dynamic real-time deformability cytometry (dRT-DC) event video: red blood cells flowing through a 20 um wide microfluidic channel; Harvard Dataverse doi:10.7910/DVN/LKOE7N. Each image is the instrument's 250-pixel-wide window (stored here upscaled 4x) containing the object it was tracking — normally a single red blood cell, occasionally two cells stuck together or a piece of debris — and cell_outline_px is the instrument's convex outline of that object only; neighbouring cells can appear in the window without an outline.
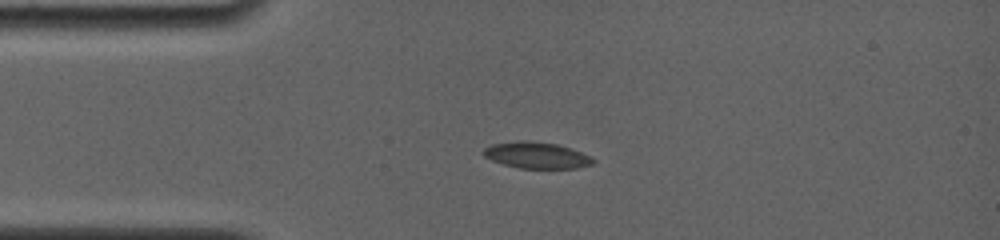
{"species": "common noctule bat (a hibernating species)", "species_latin": "Nyctalus noctula", "temperature_condition": "room temperature", "stored_images_in_passage": 10, "camera_frame_rate_fps": 4000, "um_per_image_px": 0.085, "animal": {"sex": "female", "body_mass_g": 19.0, "forearm_length_mm": 56.7}, "frame": {"image": 1, "passage_image": 1, "time_ms": 0.0, "image_size_px": [1000, 240], "cell_outline_px": [[596, 160], [592, 164], [576, 168], [520, 168], [504, 164], [492, 160], [484, 156], [480, 152], [484, 148], [492, 144], [524, 140], [556, 144], [580, 152]], "centroid_in_image_um": [45.56, 13.2], "position_along_channel_um": 39.4, "area_um2": 16.53}}
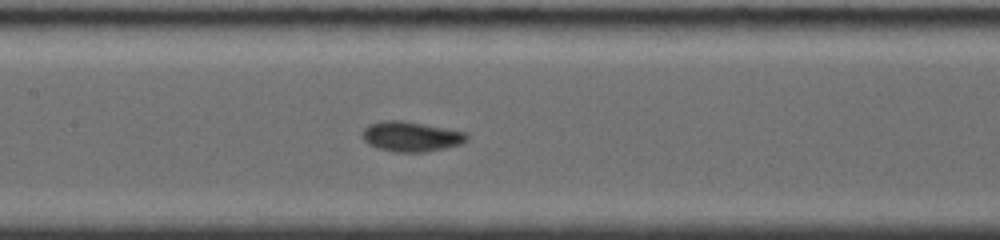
{"frame": {"image": 2, "passage_image": 6, "time_ms": 4.0, "image_size_px": [1000, 240], "cell_outline_px": [[468, 140], [460, 144], [444, 148], [424, 152], [396, 152], [380, 148], [368, 144], [364, 140], [364, 128], [368, 124], [384, 120], [404, 120], [464, 132], [468, 136]], "centroid_in_image_um": [34.93, 11.6], "position_along_channel_um": 172.5, "area_um2": 18.03}}
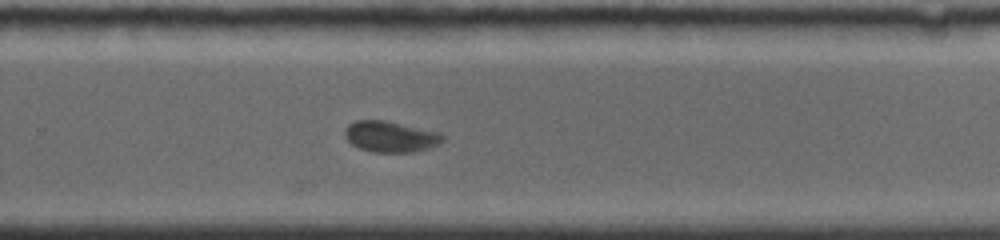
{"frame": {"image": 3, "passage_image": 10, "time_ms": 7.25, "image_size_px": [1000, 240], "cell_outline_px": [[444, 140], [440, 144], [428, 148], [412, 152], [372, 152], [360, 148], [352, 144], [348, 140], [344, 132], [348, 124], [356, 120], [384, 120], [440, 132], [444, 136]], "centroid_in_image_um": [33.21, 11.61], "position_along_channel_um": 296.6, "area_um2": 17.63}}